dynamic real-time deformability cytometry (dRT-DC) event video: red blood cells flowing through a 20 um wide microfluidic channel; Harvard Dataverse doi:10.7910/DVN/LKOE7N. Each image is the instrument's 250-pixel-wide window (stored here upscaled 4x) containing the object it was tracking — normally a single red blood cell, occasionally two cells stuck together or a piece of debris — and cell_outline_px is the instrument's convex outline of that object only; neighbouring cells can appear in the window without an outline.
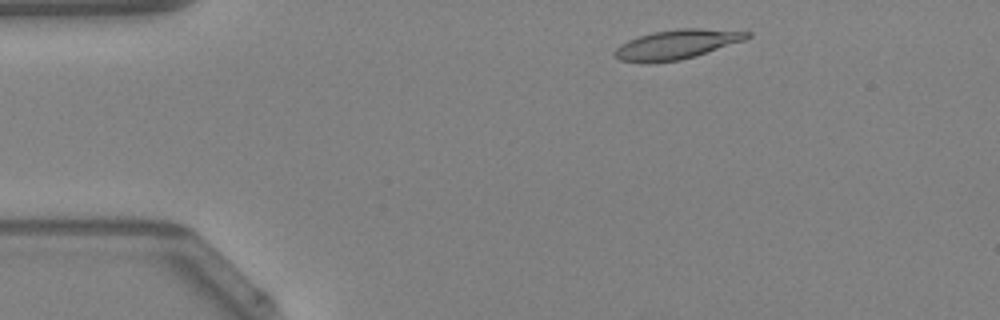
{"species": "Egyptian fruit bat (a non-hibernating species)", "species_latin": "Rousettus aegyptiacus", "temperature_condition": "warm", "stored_images_in_passage": 43, "camera_frame_rate_fps": 3000, "um_per_image_px": 0.085, "animal": {"sex": "female"}, "frame": {"image": 1, "passage_image": 3, "time_ms": 0.667, "image_size_px": [1000, 320], "cell_outline_px": [[752, 36], [744, 40], [696, 56], [680, 60], [620, 60], [612, 56], [612, 52], [620, 44], [628, 40], [652, 32], [676, 28], [700, 28], [752, 32]], "centroid_in_image_um": [57.56, 3.73], "position_along_channel_um": 27.4, "area_um2": 22.14}}
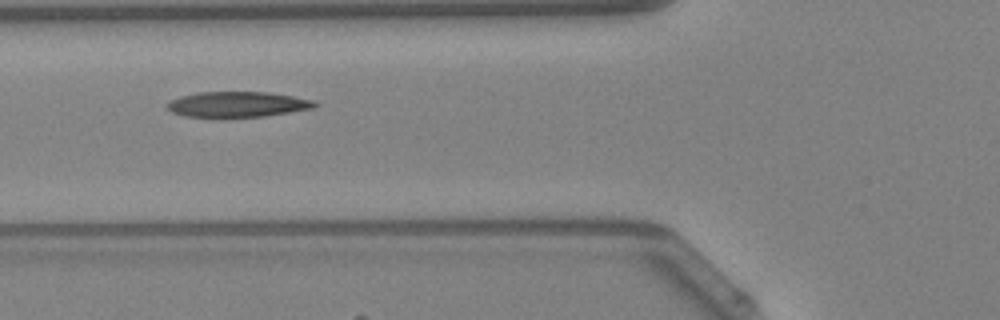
{"frame": {"image": 2, "passage_image": 13, "time_ms": 4.0, "image_size_px": [1000, 320], "cell_outline_px": [[320, 104], [316, 108], [264, 116], [188, 116], [172, 112], [168, 108], [168, 104], [172, 100], [180, 96], [200, 92], [268, 92], [316, 100]], "centroid_in_image_um": [20.3, 8.85], "position_along_channel_um": 105.5, "area_um2": 21.56}}
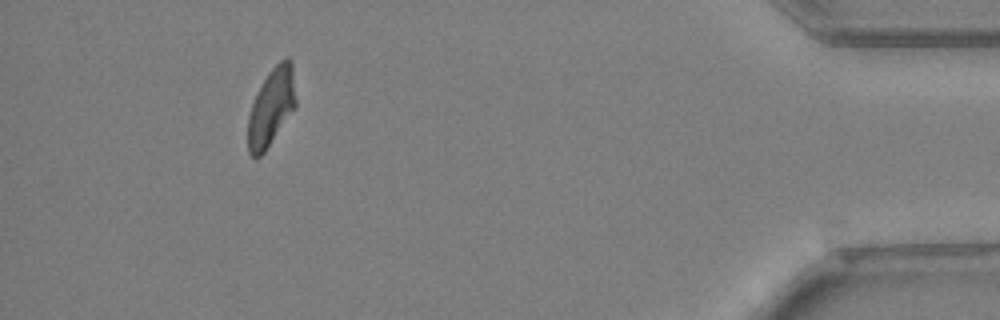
{"frame": {"image": 3, "passage_image": 39, "time_ms": 12.667, "image_size_px": [1000, 320], "cell_outline_px": [[296, 104], [264, 152], [260, 156], [252, 156], [248, 152], [248, 116], [252, 104], [268, 72], [280, 60], [288, 56], [292, 60], [296, 100]], "centroid_in_image_um": [23.06, 9.06], "position_along_channel_um": 412.1, "area_um2": 21.1}, "authors_computed_cell_mechanics": {"area_um2": 22.1374, "velocity_mm_per_s": 4.2465, "shape_relaxation_time_tau1_ms": 10.3819, "shape_relaxation_time_tau2_ms": 3.5834, "deformation_change_tau1": 0.2593, "deformation_change_tau2": 0.1232}}